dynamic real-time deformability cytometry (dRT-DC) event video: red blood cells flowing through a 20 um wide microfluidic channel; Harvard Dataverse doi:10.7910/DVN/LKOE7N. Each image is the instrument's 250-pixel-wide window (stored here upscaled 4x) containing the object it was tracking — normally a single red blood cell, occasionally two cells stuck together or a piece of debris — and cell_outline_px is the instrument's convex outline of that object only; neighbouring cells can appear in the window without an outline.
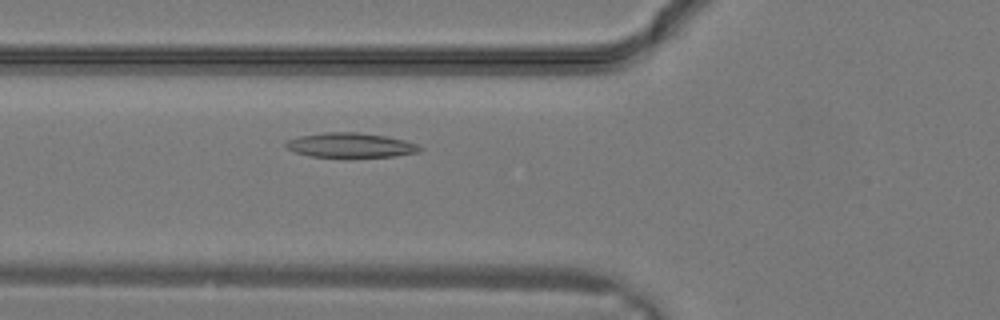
{"species": "common noctule bat (a hibernating species)", "species_latin": "Nyctalus noctula", "temperature_condition": "warm", "stored_images_in_passage": 32, "camera_frame_rate_fps": 3000, "um_per_image_px": 0.085, "animal": {"sex": "male", "body_mass_g": 19.2, "forearm_length_mm": 51.8}, "frame": {"image": 1, "passage_image": 12, "time_ms": 3.667, "image_size_px": [1000, 320], "cell_outline_px": [[424, 148], [420, 152], [396, 156], [348, 160], [308, 156], [296, 152], [288, 148], [284, 144], [288, 140], [300, 136], [324, 132], [360, 132], [388, 136], [404, 140], [416, 144]], "centroid_in_image_um": [29.84, 12.39], "position_along_channel_um": 96.0, "area_um2": 20.29}}
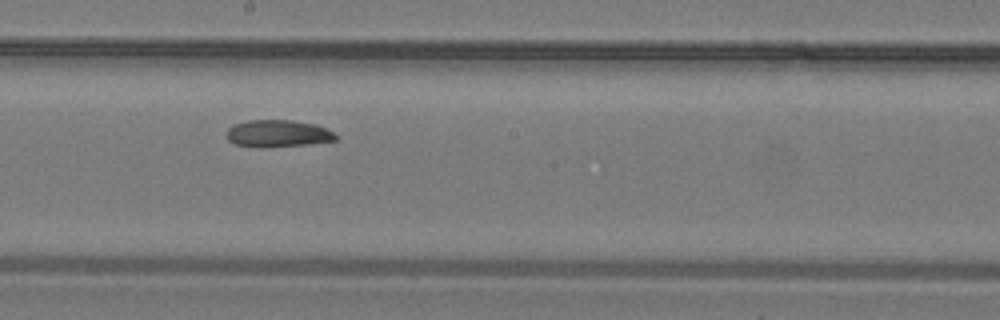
{"frame": {"image": 2, "passage_image": 18, "time_ms": 5.667, "image_size_px": [1000, 320], "cell_outline_px": [[336, 140], [308, 144], [236, 144], [228, 140], [228, 128], [232, 124], [248, 120], [292, 120], [316, 124], [332, 132], [336, 136]], "centroid_in_image_um": [23.64, 11.28], "position_along_channel_um": 224.6, "area_um2": 16.13}}
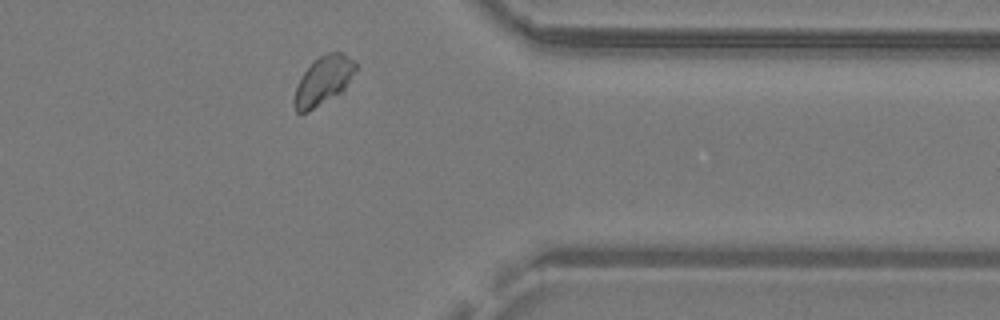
{"frame": {"image": 3, "passage_image": 26, "time_ms": 8.333, "image_size_px": [1000, 320], "cell_outline_px": [[356, 68], [344, 88], [340, 92], [308, 112], [296, 112], [292, 104], [292, 100], [296, 88], [304, 72], [320, 56], [328, 52], [340, 52], [356, 60]], "centroid_in_image_um": [27.46, 6.86], "position_along_channel_um": 383.9, "area_um2": 16.94}}